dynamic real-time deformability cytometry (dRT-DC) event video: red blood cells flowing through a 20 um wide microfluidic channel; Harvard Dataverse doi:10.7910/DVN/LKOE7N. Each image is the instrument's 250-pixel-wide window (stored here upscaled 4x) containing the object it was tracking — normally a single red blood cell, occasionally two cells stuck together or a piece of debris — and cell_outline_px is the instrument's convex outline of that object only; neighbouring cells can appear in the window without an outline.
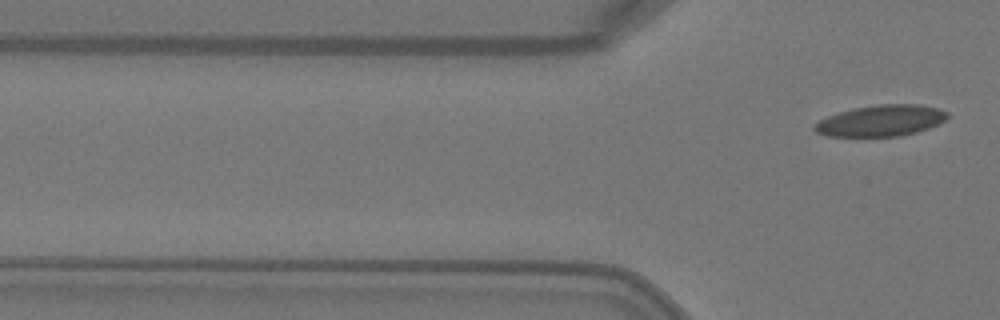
{"species": "Egyptian fruit bat (a non-hibernating species)", "species_latin": "Rousettus aegyptiacus", "temperature_condition": "warm", "stored_images_in_passage": 4, "segment_of_instrument_passage": [2, 2], "camera_frame_rate_fps": 3000, "um_per_image_px": 0.085, "animal": {"sex": "female"}, "frame": {"image": 1, "passage_image": 4, "time_ms": 1.0, "image_size_px": [1000, 320], "cell_outline_px": [[948, 116], [944, 120], [928, 128], [916, 132], [900, 136], [828, 136], [816, 132], [812, 128], [820, 120], [828, 116], [852, 108], [880, 104], [916, 104], [940, 108], [948, 112]], "centroid_in_image_um": [74.89, 10.25], "position_along_channel_um": 50.9, "area_um2": 23.99}}